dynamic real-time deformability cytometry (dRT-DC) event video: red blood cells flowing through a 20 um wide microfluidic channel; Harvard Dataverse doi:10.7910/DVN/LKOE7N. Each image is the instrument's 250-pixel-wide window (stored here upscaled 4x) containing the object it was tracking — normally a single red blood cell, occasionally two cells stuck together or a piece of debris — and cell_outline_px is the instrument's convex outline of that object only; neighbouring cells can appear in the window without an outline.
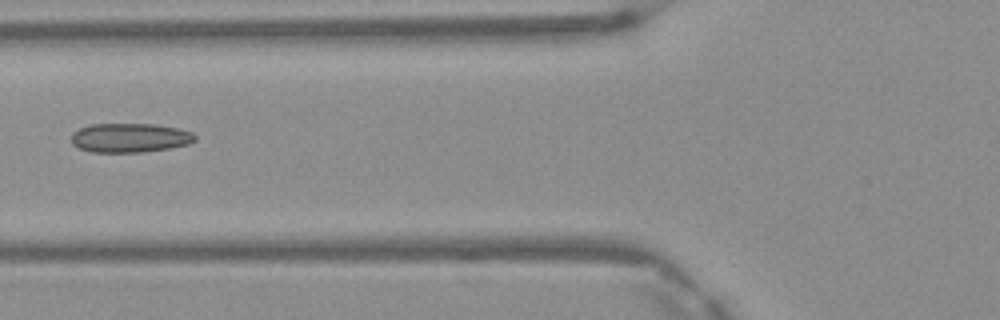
{"species": "Egyptian fruit bat (a non-hibernating species)", "species_latin": "Rousettus aegyptiacus", "temperature_condition": "warm", "stored_images_in_passage": 7, "camera_frame_rate_fps": 3000, "um_per_image_px": 0.085, "frame": {"image": 1, "passage_image": 6, "time_ms": 1.667, "image_size_px": [1000, 320], "cell_outline_px": [[196, 140], [188, 144], [168, 148], [140, 152], [92, 152], [80, 148], [72, 144], [72, 132], [80, 128], [92, 124], [156, 124], [176, 128], [192, 132], [196, 136]], "centroid_in_image_um": [11.03, 11.71], "position_along_channel_um": 114.8, "area_um2": 20.92}}
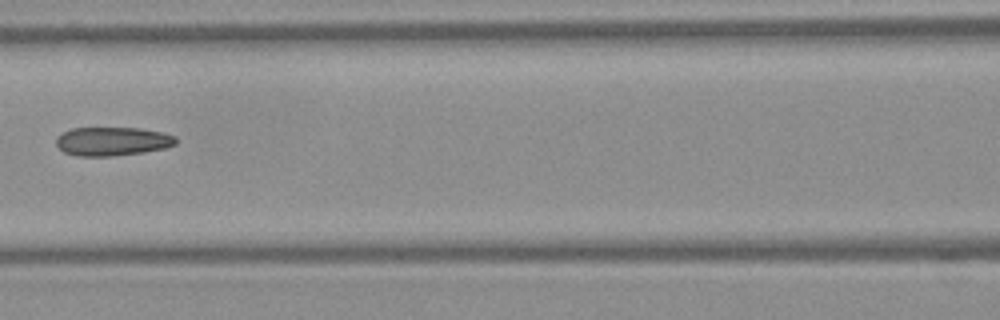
{"frame": {"image": 2, "passage_image": 7, "time_ms": 2.0, "image_size_px": [1000, 320], "cell_outline_px": [[176, 144], [164, 148], [144, 152], [112, 156], [76, 156], [64, 152], [56, 144], [56, 136], [72, 128], [140, 128], [160, 132], [176, 136]], "centroid_in_image_um": [9.53, 12.01], "position_along_channel_um": 157.1, "area_um2": 20.0}}